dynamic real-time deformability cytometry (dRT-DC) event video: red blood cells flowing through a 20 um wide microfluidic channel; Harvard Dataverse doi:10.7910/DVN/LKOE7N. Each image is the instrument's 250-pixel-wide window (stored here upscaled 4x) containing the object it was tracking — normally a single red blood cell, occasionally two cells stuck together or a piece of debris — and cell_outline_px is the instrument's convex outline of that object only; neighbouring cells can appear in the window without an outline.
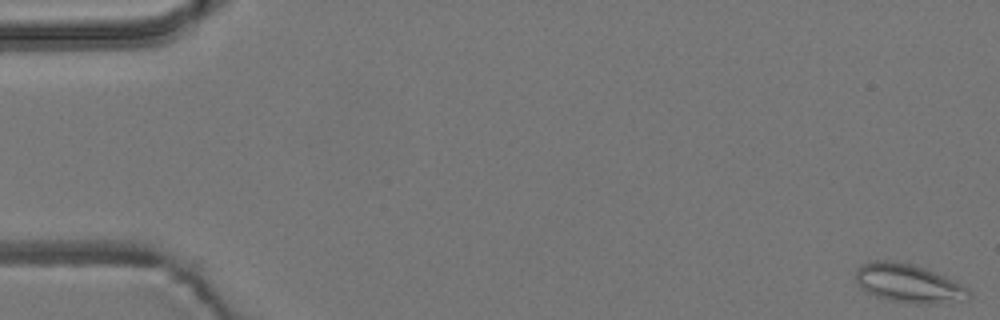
{"species": "common noctule bat (a hibernating species)", "species_latin": "Nyctalus noctula", "temperature_condition": "room temperature", "stored_images_in_passage": 57, "camera_frame_rate_fps": 3000, "um_per_image_px": 0.085, "animal": {"sex": "male", "body_mass_g": 19.2, "forearm_length_mm": 51.8}, "frame": {"image": 1, "passage_image": 1, "time_ms": 0.0, "image_size_px": [1000, 320], "cell_outline_px": [[972, 296], [968, 300], [928, 304], [916, 304], [892, 300], [876, 296], [868, 292], [856, 280], [856, 272], [860, 264], [876, 260], [884, 260], [912, 264], [924, 268], [944, 276], [968, 288]], "centroid_in_image_um": [77.26, 24.09], "position_along_channel_um": 7.7, "area_um2": 25.09}}
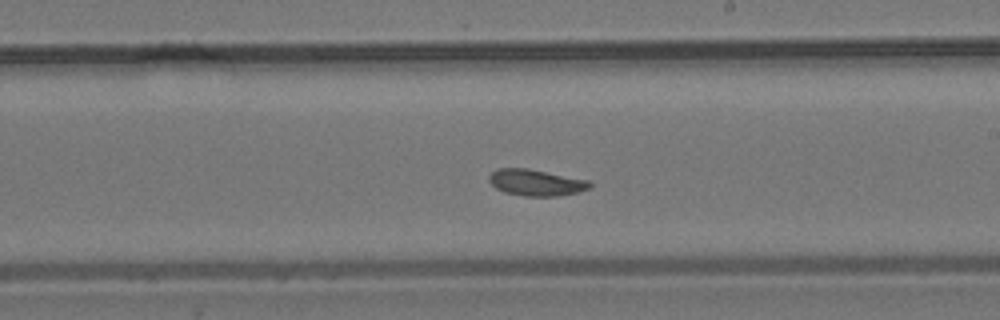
{"frame": {"image": 2, "passage_image": 33, "time_ms": 10.667, "image_size_px": [1000, 320], "cell_outline_px": [[592, 188], [560, 196], [524, 196], [504, 192], [496, 188], [488, 180], [488, 176], [496, 168], [528, 168], [588, 180], [592, 184]], "centroid_in_image_um": [45.55, 15.51], "position_along_channel_um": 243.4, "area_um2": 15.55}}
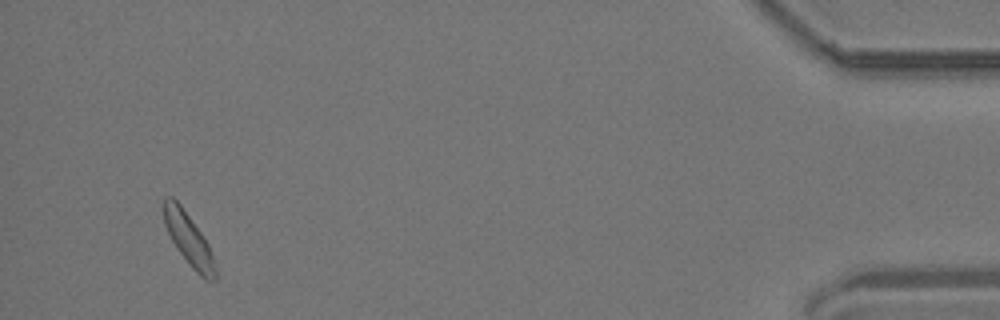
{"frame": {"image": 3, "passage_image": 54, "time_ms": 17.667, "image_size_px": [1000, 320], "cell_outline_px": [[216, 280], [204, 280], [192, 268], [176, 248], [164, 224], [164, 196], [172, 196], [180, 204], [200, 232], [208, 244], [216, 264]], "centroid_in_image_um": [16.04, 20.37], "position_along_channel_um": 419.2, "area_um2": 15.49}, "authors_computed_cell_mechanics": {"area_um2": 15.7216, "velocity_mm_per_s": 3.6365, "shape_relaxation_time_tau1_ms": null, "shape_relaxation_time_tau2_ms": 8.6869, "deformation_change_tau1": null, "deformation_change_tau2": 0.1367}}